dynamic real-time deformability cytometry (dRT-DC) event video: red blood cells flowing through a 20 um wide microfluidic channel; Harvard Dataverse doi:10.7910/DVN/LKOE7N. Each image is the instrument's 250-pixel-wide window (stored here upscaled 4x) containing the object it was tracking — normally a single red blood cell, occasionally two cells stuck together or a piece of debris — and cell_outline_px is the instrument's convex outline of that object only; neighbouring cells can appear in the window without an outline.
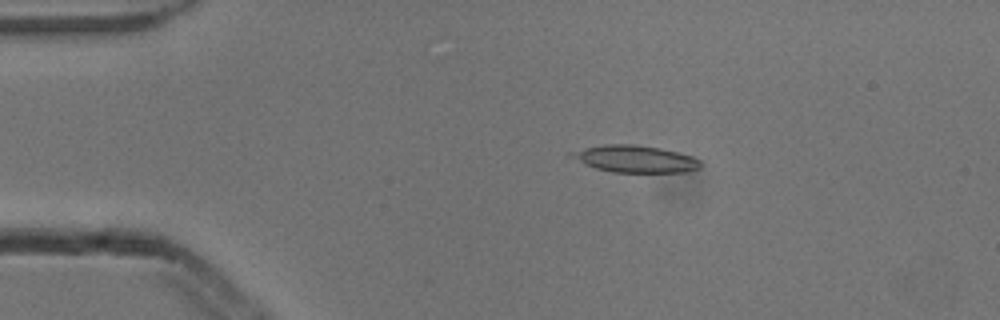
{"species": "common noctule bat (a hibernating species)", "species_latin": "Nyctalus noctula", "temperature_condition": "cold", "stored_images_in_passage": 7, "camera_frame_rate_fps": 3000, "um_per_image_px": 0.085, "animal": {"sex": "male", "body_mass_g": 13.3}, "frame": {"image": 1, "passage_image": 3, "time_ms": 0.667, "image_size_px": [1000, 320], "cell_outline_px": [[700, 168], [684, 172], [612, 172], [596, 168], [584, 164], [568, 156], [568, 152], [604, 144], [636, 144], [660, 148], [692, 156], [700, 160]], "centroid_in_image_um": [53.95, 13.5], "position_along_channel_um": 31.0, "area_um2": 20.29}}
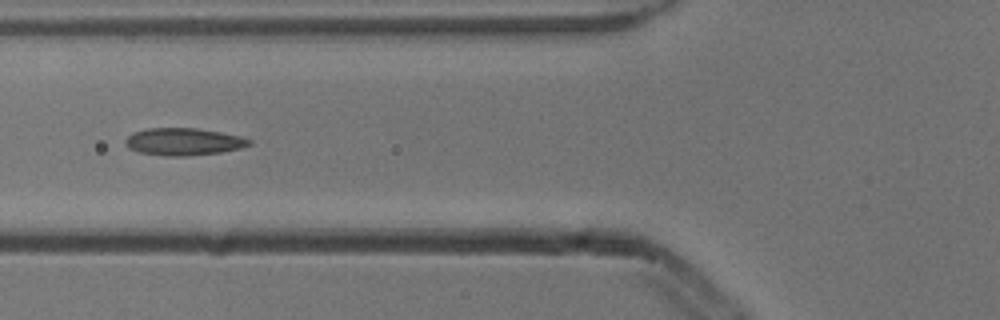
{"frame": {"image": 2, "passage_image": 6, "time_ms": 1.667, "image_size_px": [1000, 320], "cell_outline_px": [[252, 144], [240, 148], [220, 152], [184, 156], [164, 156], [140, 152], [128, 148], [124, 144], [124, 140], [132, 132], [148, 128], [196, 128], [220, 132], [240, 136], [252, 140]], "centroid_in_image_um": [15.57, 12.04], "position_along_channel_um": 110.2, "area_um2": 19.71}}
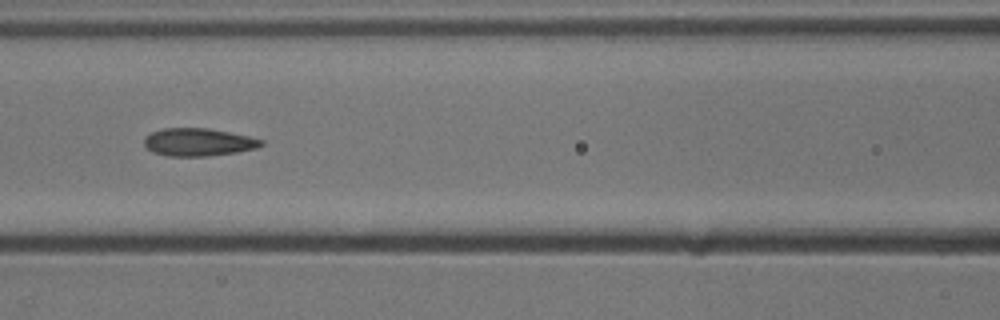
{"frame": {"image": 3, "passage_image": 7, "time_ms": 2.0, "image_size_px": [1000, 320], "cell_outline_px": [[264, 144], [256, 148], [236, 152], [208, 156], [168, 156], [152, 152], [144, 144], [144, 136], [152, 132], [164, 128], [208, 128], [248, 136], [264, 140]], "centroid_in_image_um": [16.84, 12.08], "position_along_channel_um": 149.8, "area_um2": 18.9}}